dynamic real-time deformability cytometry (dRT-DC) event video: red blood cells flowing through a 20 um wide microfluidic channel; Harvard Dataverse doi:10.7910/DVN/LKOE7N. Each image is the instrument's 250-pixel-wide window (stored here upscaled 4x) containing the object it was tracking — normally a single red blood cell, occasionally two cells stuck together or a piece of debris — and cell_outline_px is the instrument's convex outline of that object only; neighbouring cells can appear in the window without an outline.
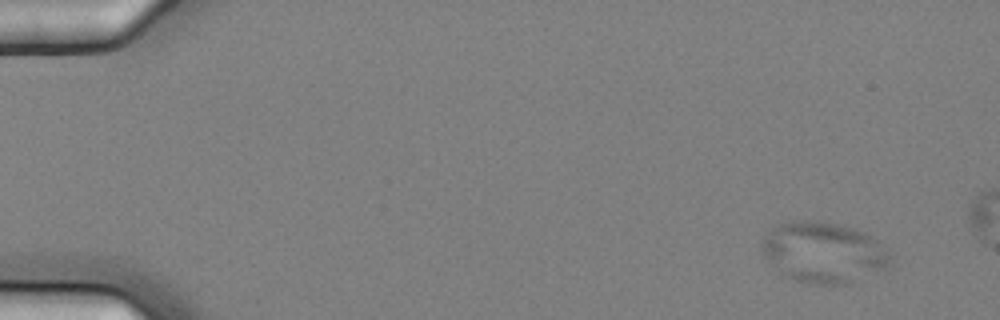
{"species": "common noctule bat (a hibernating species)", "species_latin": "Nyctalus noctula", "temperature_condition": "cold", "stored_images_in_passage": 4, "camera_frame_rate_fps": 3000, "um_per_image_px": 0.085, "animal": {"sex": "female", "body_mass_g": 25.1}, "frame": {"image": 1, "passage_image": 1, "time_ms": 0.0, "image_size_px": [1000, 320], "cell_outline_px": [[892, 260], [888, 268], [852, 284], [816, 284], [796, 280], [780, 276], [764, 256], [760, 244], [764, 236], [772, 228], [780, 224], [792, 220], [824, 220], [856, 228], [872, 236], [888, 248]], "centroid_in_image_um": [70.03, 21.45], "position_along_channel_um": 15.0, "area_um2": 46.7}}